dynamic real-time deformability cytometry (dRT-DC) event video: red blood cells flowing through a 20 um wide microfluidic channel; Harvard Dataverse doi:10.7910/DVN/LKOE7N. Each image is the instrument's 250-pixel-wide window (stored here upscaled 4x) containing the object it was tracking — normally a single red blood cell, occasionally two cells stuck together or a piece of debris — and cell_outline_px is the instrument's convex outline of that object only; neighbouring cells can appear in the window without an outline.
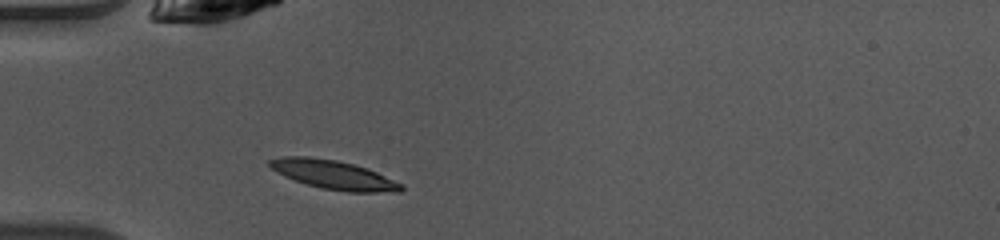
{"species": "common noctule bat (a hibernating species)", "species_latin": "Nyctalus noctula", "temperature_condition": "warm", "stored_images_in_passage": 35, "camera_frame_rate_fps": 3000, "um_per_image_px": 0.085, "animal": {"sex": "female", "body_mass_g": 10.0, "forearm_length_mm": 53.1}, "frame": {"image": 1, "passage_image": 1, "time_ms": 0.0, "image_size_px": [1000, 240], "cell_outline_px": [[404, 188], [400, 192], [348, 192], [320, 188], [284, 176], [276, 172], [268, 164], [268, 160], [280, 156], [308, 156], [336, 160], [352, 164], [376, 172], [404, 184]], "centroid_in_image_um": [28.35, 14.86], "position_along_channel_um": 56.6, "area_um2": 22.08}}
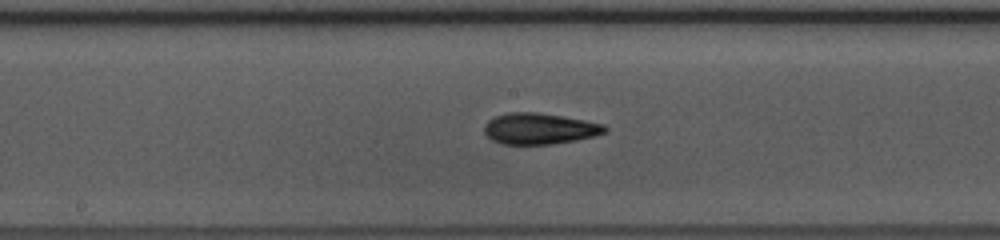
{"frame": {"image": 2, "passage_image": 12, "time_ms": 3.667, "image_size_px": [1000, 240], "cell_outline_px": [[608, 132], [576, 140], [552, 144], [504, 144], [492, 140], [484, 132], [484, 124], [488, 120], [496, 116], [508, 112], [536, 112], [584, 120], [604, 124], [608, 128]], "centroid_in_image_um": [45.85, 10.93], "position_along_channel_um": 202.3, "area_um2": 21.79}}
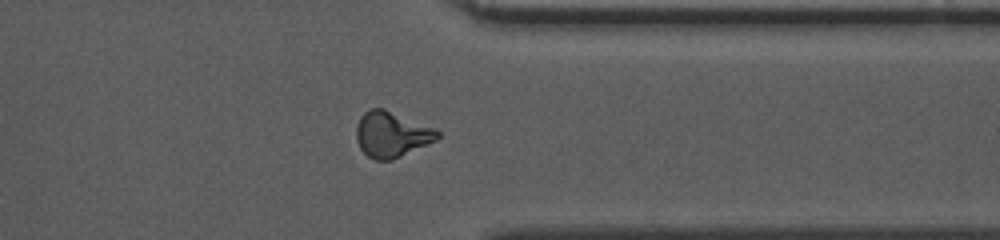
{"frame": {"image": 3, "passage_image": 25, "time_ms": 8.0, "image_size_px": [1000, 240], "cell_outline_px": [[440, 136], [436, 140], [392, 160], [376, 160], [368, 156], [360, 148], [356, 140], [356, 124], [360, 116], [364, 112], [372, 108], [384, 108], [436, 128], [440, 132]], "centroid_in_image_um": [33.28, 11.4], "position_along_channel_um": 378.1, "area_um2": 21.68}, "authors_computed_cell_mechanics": {"area_um2": 20.5768, "velocity_mm_per_s": 4.1152, "shape_relaxation_time_tau1_ms": 3.2722, "shape_relaxation_time_tau2_ms": 3.5807, "deformation_change_tau1": 0.1799, "deformation_change_tau2": 0.1086}}